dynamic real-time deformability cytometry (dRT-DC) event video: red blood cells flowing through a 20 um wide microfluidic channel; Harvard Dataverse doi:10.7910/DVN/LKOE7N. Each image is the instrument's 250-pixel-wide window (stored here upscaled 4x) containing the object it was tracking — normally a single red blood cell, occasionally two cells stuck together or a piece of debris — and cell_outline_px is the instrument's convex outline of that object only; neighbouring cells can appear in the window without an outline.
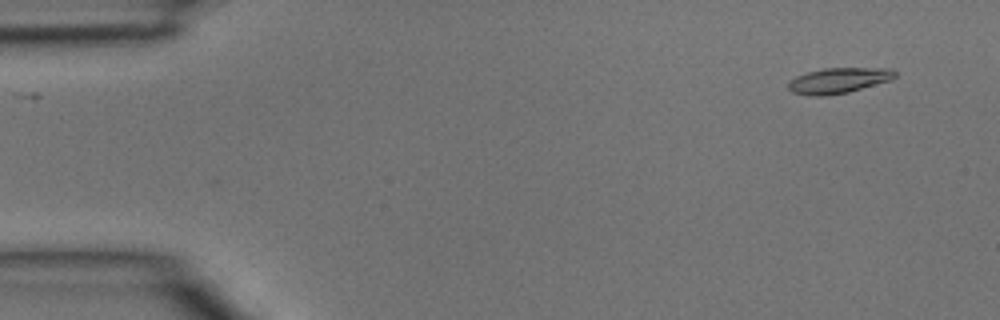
{"species": "common noctule bat (a hibernating species)", "species_latin": "Nyctalus noctula", "temperature_condition": "room temperature", "stored_images_in_passage": 5, "segment_of_instrument_passage": [2, 2], "camera_frame_rate_fps": 3000, "um_per_image_px": 0.085, "animal": {"sex": "male", "body_mass_g": 15.6}, "frame": {"image": 1, "passage_image": 5, "time_ms": 1.333, "image_size_px": [1000, 320], "cell_outline_px": [[896, 76], [892, 80], [848, 92], [824, 96], [812, 96], [792, 92], [788, 88], [788, 84], [796, 76], [808, 72], [824, 68], [892, 68], [896, 72]], "centroid_in_image_um": [71.31, 6.84], "position_along_channel_um": 13.7, "area_um2": 15.84}}